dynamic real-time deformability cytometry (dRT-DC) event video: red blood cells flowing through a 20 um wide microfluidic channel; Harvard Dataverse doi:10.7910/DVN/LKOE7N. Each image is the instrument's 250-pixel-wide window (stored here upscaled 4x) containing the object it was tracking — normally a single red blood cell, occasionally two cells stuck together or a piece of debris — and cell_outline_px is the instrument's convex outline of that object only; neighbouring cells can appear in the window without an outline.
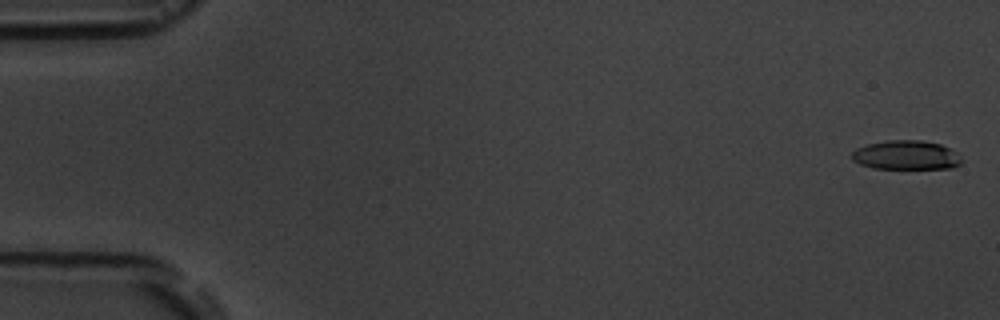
{"species": "common noctule bat (a hibernating species)", "species_latin": "Nyctalus noctula", "temperature_condition": "room temperature", "stored_images_in_passage": 6, "camera_frame_rate_fps": 3000, "um_per_image_px": 0.085, "animal": {"sex": "male", "body_mass_g": 19.5, "forearm_length_mm": 54.6}, "frame": {"image": 1, "passage_image": 1, "time_ms": 0.0, "image_size_px": [1000, 320], "cell_outline_px": [[964, 160], [960, 164], [952, 168], [872, 168], [860, 164], [852, 160], [852, 152], [856, 148], [868, 144], [888, 140], [920, 140], [940, 144], [952, 148]], "centroid_in_image_um": [77.05, 13.18], "position_along_channel_um": 8.0, "area_um2": 18.73}}
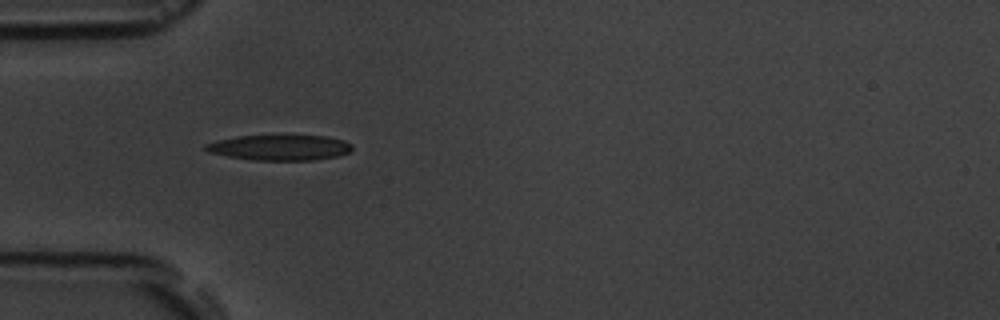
{"frame": {"image": 2, "passage_image": 5, "time_ms": 5.333, "image_size_px": [1000, 320], "cell_outline_px": [[352, 148], [348, 152], [336, 156], [312, 160], [252, 160], [228, 156], [208, 152], [204, 148], [204, 144], [216, 140], [236, 136], [328, 136], [344, 140], [352, 144]], "centroid_in_image_um": [23.75, 12.54], "position_along_channel_um": 61.3, "area_um2": 21.62}}
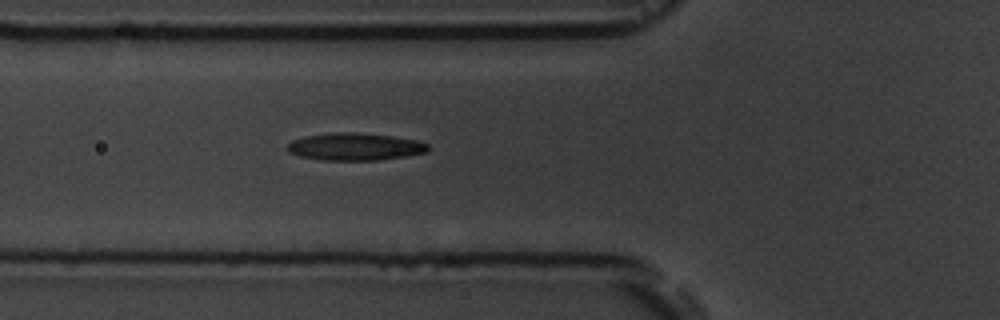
{"frame": {"image": 3, "passage_image": 6, "time_ms": 6.333, "image_size_px": [1000, 320], "cell_outline_px": [[432, 148], [428, 152], [408, 156], [380, 160], [324, 160], [300, 156], [288, 152], [288, 144], [292, 140], [304, 136], [336, 132], [356, 132], [392, 136], [416, 140], [428, 144]], "centroid_in_image_um": [30.22, 12.47], "position_along_channel_um": 95.6, "area_um2": 22.6}}